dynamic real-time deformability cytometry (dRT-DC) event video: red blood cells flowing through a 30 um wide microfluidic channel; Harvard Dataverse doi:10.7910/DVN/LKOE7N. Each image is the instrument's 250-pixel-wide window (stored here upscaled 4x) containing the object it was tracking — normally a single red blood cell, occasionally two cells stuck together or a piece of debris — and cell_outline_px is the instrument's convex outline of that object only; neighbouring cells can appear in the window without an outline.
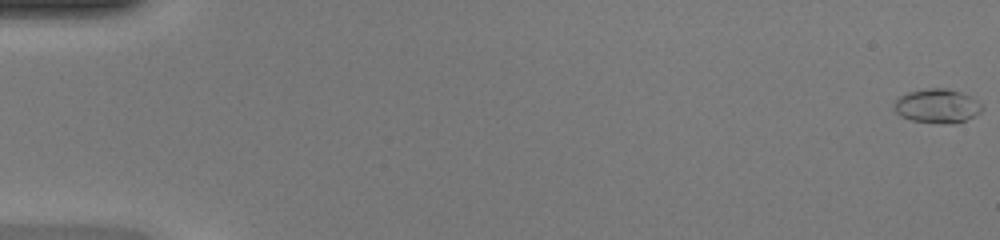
{"species": "common noctule bat (a hibernating species)", "species_latin": "Nyctalus noctula", "temperature_condition": "warm", "stored_images_in_passage": 49, "camera_frame_rate_fps": 3000, "um_per_image_px": 0.085, "animal": {"sex": "female", "body_mass_g": 20.0, "forearm_length_mm": 54.0}, "frame": {"image": 1, "passage_image": 1, "time_ms": 0.0, "image_size_px": [1000, 240], "cell_outline_px": [[984, 108], [980, 112], [964, 120], [952, 124], [912, 120], [900, 116], [892, 108], [896, 100], [900, 96], [908, 92], [928, 88], [948, 88], [960, 92], [976, 100]], "centroid_in_image_um": [79.63, 9.0], "position_along_channel_um": 5.4, "area_um2": 17.22}}
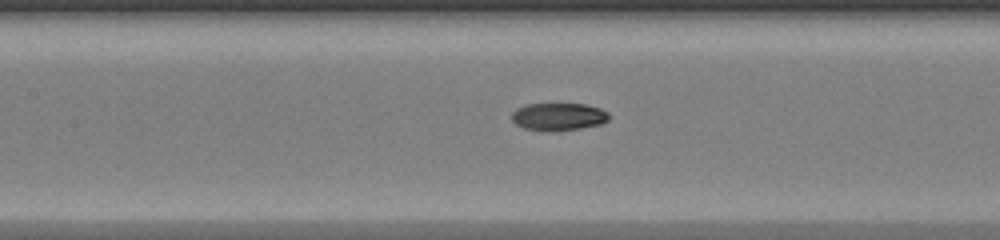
{"frame": {"image": 2, "passage_image": 24, "time_ms": 7.667, "image_size_px": [1000, 240], "cell_outline_px": [[612, 116], [608, 120], [600, 124], [580, 128], [552, 132], [544, 132], [524, 128], [516, 124], [512, 120], [512, 112], [516, 108], [524, 104], [584, 104], [600, 108], [608, 112]], "centroid_in_image_um": [47.46, 9.92], "position_along_channel_um": 159.9, "area_um2": 15.9}}
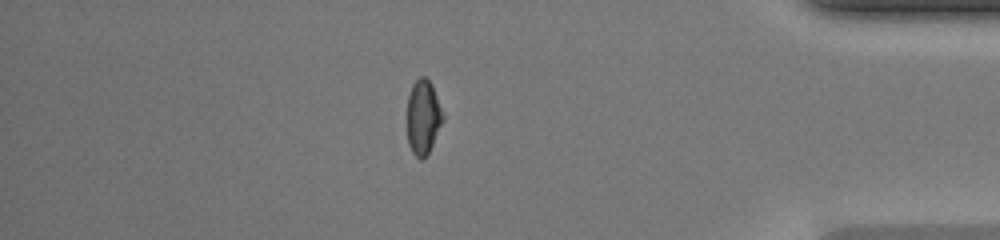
{"frame": {"image": 3, "passage_image": 43, "time_ms": 14.0, "image_size_px": [1000, 240], "cell_outline_px": [[444, 120], [428, 152], [420, 160], [412, 152], [408, 144], [408, 96], [412, 84], [420, 76], [424, 76], [432, 84], [444, 116]], "centroid_in_image_um": [35.97, 9.93], "position_along_channel_um": 399.2, "area_um2": 15.32}, "authors_computed_cell_mechanics": {"area_um2": 16.1262, "velocity_mm_per_s": 4.3056, "shape_relaxation_time_tau1_ms": 6.2697, "shape_relaxation_time_tau2_ms": 1.8314, "deformation_change_tau1": 0.2544, "deformation_change_tau2": 0.0509}}